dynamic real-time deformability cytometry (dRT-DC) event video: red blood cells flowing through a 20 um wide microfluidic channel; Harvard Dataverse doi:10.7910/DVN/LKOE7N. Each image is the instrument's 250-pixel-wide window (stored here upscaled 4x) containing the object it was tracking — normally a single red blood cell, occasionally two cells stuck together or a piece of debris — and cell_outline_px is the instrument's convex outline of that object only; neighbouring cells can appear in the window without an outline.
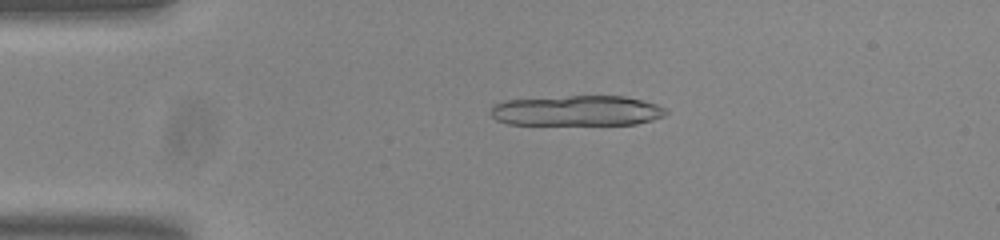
{"species": "common noctule bat (a hibernating species)", "species_latin": "Nyctalus noctula", "temperature_condition": "room temperature", "stored_images_in_passage": 12, "camera_frame_rate_fps": 3000, "um_per_image_px": 0.085, "animal": {"sex": "male", "body_mass_g": 20.0, "forearm_length_mm": 53.3}, "frame": {"image": 1, "passage_image": 1, "time_ms": 0.0, "image_size_px": [1000, 240], "cell_outline_px": [[668, 112], [664, 116], [652, 120], [636, 124], [508, 124], [496, 120], [488, 112], [492, 104], [504, 100], [568, 96], [624, 96], [644, 100], [656, 104], [664, 108]], "centroid_in_image_um": [49.0, 9.4], "position_along_channel_um": 36.0, "area_um2": 31.15}}